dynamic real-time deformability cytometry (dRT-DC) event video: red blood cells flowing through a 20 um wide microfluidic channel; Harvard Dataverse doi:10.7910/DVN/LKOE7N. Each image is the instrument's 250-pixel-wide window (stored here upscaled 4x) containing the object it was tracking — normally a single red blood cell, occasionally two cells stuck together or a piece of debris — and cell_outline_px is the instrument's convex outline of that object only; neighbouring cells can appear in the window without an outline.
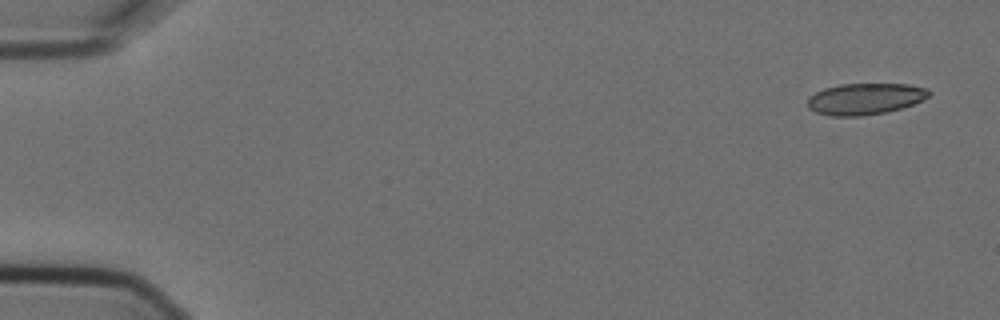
{"species": "Egyptian fruit bat (a non-hibernating species)", "species_latin": "Rousettus aegyptiacus", "temperature_condition": "cold", "stored_images_in_passage": 5, "camera_frame_rate_fps": 3000, "um_per_image_px": 0.085, "animal": {"sex": "female"}, "frame": {"image": 1, "passage_image": 1, "time_ms": 0.0, "image_size_px": [1000, 320], "cell_outline_px": [[932, 92], [928, 96], [912, 104], [888, 112], [864, 116], [832, 116], [816, 112], [808, 108], [808, 96], [824, 88], [840, 84], [908, 84], [928, 88]], "centroid_in_image_um": [73.52, 8.4], "position_along_channel_um": 11.5, "area_um2": 22.25}}
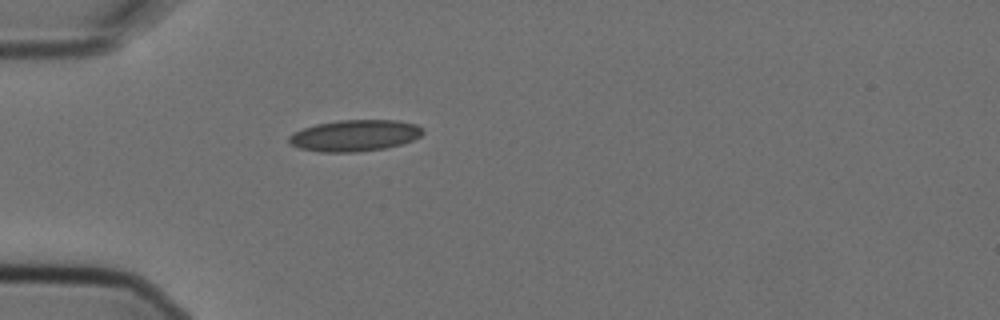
{"frame": {"image": 2, "passage_image": 5, "time_ms": 1.333, "image_size_px": [1000, 320], "cell_outline_px": [[424, 132], [420, 136], [412, 140], [400, 144], [384, 148], [352, 152], [320, 152], [300, 148], [292, 144], [288, 140], [288, 136], [292, 132], [316, 124], [340, 120], [400, 120], [416, 124], [424, 128]], "centroid_in_image_um": [30.16, 11.51], "position_along_channel_um": 54.8, "area_um2": 24.45}}